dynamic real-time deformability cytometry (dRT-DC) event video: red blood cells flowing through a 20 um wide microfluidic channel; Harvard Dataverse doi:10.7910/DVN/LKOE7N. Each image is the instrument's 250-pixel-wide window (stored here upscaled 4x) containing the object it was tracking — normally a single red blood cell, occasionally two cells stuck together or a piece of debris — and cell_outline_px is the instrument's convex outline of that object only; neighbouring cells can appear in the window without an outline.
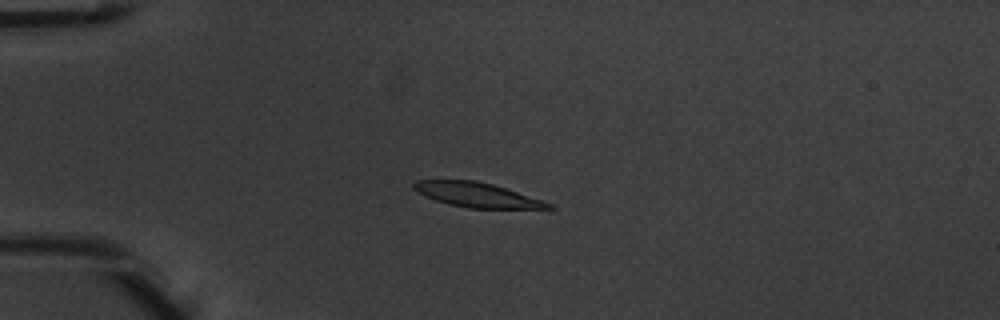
{"species": "common noctule bat (a hibernating species)", "species_latin": "Nyctalus noctula", "temperature_condition": "warm", "stored_images_in_passage": 7, "camera_frame_rate_fps": 3000, "um_per_image_px": 0.085, "animal": {"sex": "male", "body_mass_g": 20.1, "forearm_length_mm": 53.5}, "frame": {"image": 1, "passage_image": 4, "time_ms": 1.0, "image_size_px": [1000, 320], "cell_outline_px": [[556, 208], [468, 208], [448, 204], [436, 200], [412, 188], [412, 184], [416, 180], [476, 180], [492, 184], [552, 204]], "centroid_in_image_um": [40.49, 16.56], "position_along_channel_um": 44.5, "area_um2": 18.79}}